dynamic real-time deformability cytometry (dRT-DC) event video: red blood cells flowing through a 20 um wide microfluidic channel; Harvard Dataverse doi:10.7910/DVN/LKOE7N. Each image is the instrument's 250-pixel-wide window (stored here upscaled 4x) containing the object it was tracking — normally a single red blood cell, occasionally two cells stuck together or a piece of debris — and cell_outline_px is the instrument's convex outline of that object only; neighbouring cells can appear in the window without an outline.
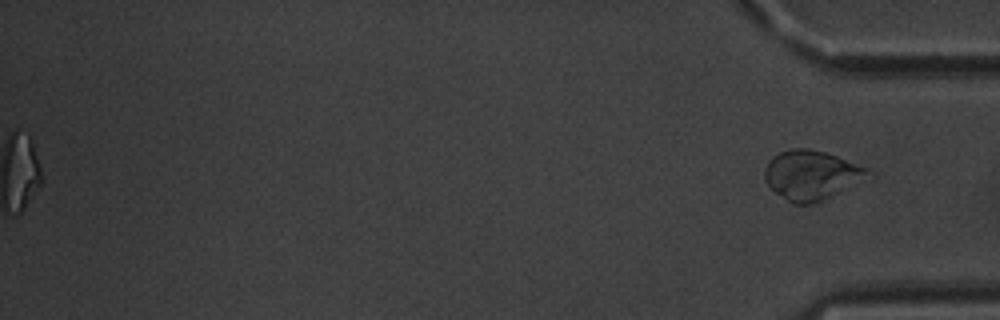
{"species": "common noctule bat (a hibernating species)", "species_latin": "Nyctalus noctula", "temperature_condition": "warm", "stored_images_in_passage": 60, "segment_of_instrument_passage": [2, 2], "camera_frame_rate_fps": 3000, "um_per_image_px": 0.085, "animal": {"sex": "male", "body_mass_g": 20.1, "forearm_length_mm": 53.5}, "frame": {"image": 1, "passage_image": 60, "time_ms": 19.667, "image_size_px": [1000, 320], "cell_outline_px": [[876, 176], [832, 196], [812, 204], [792, 204], [776, 192], [764, 180], [764, 168], [772, 156], [780, 152], [792, 148], [808, 148], [828, 152], [868, 168], [876, 172]], "centroid_in_image_um": [69.06, 14.87], "position_along_channel_um": 366.1, "area_um2": 30.4}}